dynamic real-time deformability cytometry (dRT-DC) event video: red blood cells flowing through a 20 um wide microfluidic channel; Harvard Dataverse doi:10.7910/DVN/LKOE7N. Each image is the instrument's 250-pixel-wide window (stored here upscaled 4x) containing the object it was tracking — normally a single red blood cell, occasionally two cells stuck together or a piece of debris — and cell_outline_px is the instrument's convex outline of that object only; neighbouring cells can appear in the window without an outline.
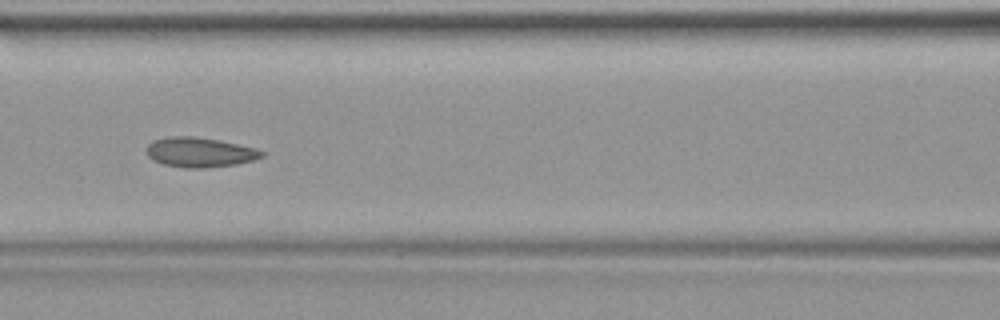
{"species": "common noctule bat (a hibernating species)", "species_latin": "Nyctalus noctula", "temperature_condition": "warm", "stored_images_in_passage": 41, "camera_frame_rate_fps": 3000, "um_per_image_px": 0.085, "animal": {"sex": "female", "body_mass_g": 19.9}, "frame": {"image": 1, "passage_image": 18, "time_ms": 5.667, "image_size_px": [1000, 320], "cell_outline_px": [[264, 156], [252, 160], [236, 164], [204, 168], [184, 168], [164, 164], [152, 160], [148, 156], [148, 144], [152, 140], [168, 136], [192, 136], [220, 140], [256, 148], [264, 152]], "centroid_in_image_um": [16.97, 12.94], "position_along_channel_um": 149.6, "area_um2": 20.0}}